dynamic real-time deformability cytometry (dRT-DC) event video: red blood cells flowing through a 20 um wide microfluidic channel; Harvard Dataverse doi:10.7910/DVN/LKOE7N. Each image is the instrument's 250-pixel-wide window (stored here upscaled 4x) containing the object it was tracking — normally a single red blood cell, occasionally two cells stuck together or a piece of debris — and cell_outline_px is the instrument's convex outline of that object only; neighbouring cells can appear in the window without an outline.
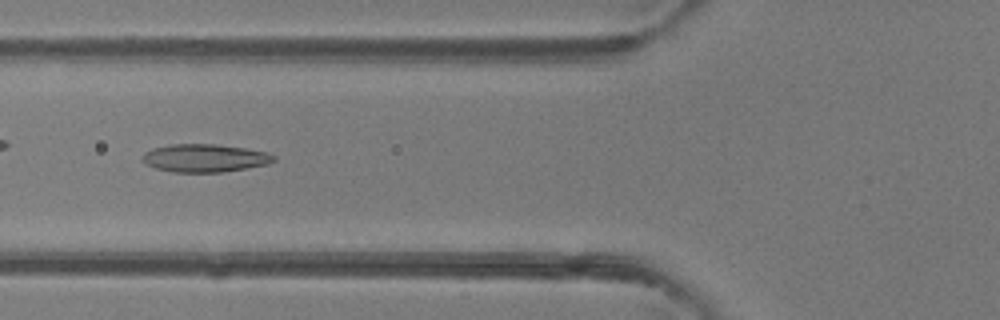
{"species": "common noctule bat (a hibernating species)", "species_latin": "Nyctalus noctula", "temperature_condition": "room temperature", "stored_images_in_passage": 4, "camera_frame_rate_fps": 3000, "um_per_image_px": 0.085, "animal": {"sex": "female"}, "frame": {"image": 1, "passage_image": 4, "time_ms": 1.0, "image_size_px": [1000, 320], "cell_outline_px": [[276, 160], [268, 164], [224, 172], [172, 172], [156, 168], [144, 164], [140, 160], [140, 156], [144, 152], [152, 148], [172, 144], [216, 144], [244, 148], [264, 152], [276, 156]], "centroid_in_image_um": [17.34, 13.44], "position_along_channel_um": 108.5, "area_um2": 21.56}}